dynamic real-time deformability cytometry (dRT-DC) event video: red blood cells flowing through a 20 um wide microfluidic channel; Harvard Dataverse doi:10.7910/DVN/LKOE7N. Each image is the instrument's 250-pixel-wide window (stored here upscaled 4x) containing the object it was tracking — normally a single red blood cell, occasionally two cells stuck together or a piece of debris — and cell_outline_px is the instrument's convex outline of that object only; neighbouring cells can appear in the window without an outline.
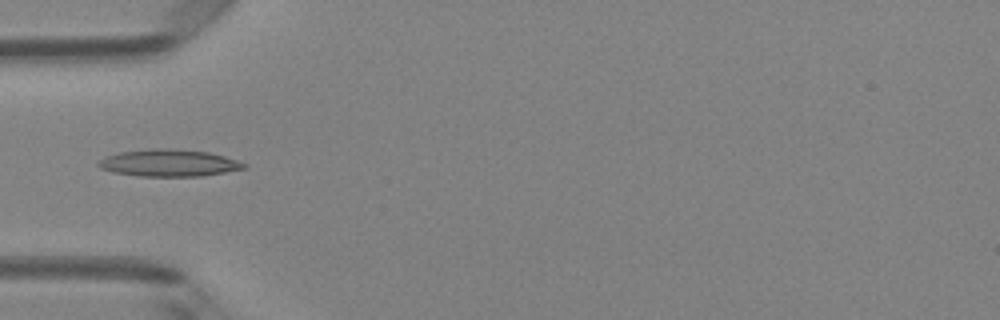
{"species": "Egyptian fruit bat (a non-hibernating species)", "species_latin": "Rousettus aegyptiacus", "temperature_condition": "room temperature", "stored_images_in_passage": 4, "camera_frame_rate_fps": 3000, "um_per_image_px": 0.085, "animal": {"sex": "female"}, "frame": {"image": 1, "passage_image": 4, "time_ms": 1.0, "image_size_px": [1000, 320], "cell_outline_px": [[248, 168], [200, 176], [140, 176], [112, 172], [100, 168], [96, 164], [100, 160], [108, 156], [120, 152], [156, 148], [164, 148], [208, 152], [224, 156], [248, 164]], "centroid_in_image_um": [14.37, 13.86], "position_along_channel_um": 70.6, "area_um2": 22.72}}